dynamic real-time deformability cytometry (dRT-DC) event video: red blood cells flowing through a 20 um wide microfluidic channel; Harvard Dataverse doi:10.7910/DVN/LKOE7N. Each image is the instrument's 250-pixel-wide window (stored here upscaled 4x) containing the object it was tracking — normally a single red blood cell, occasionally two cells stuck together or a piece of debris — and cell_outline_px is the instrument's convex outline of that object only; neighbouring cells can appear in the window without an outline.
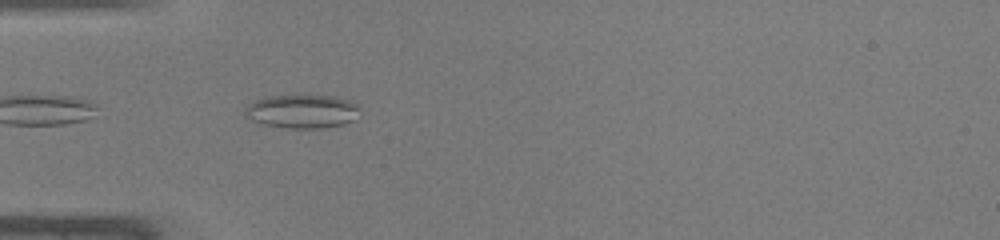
{"species": "common noctule bat (a hibernating species)", "species_latin": "Nyctalus noctula", "temperature_condition": "warm", "stored_images_in_passage": 33, "segment_of_instrument_passage": [1, 2], "camera_frame_rate_fps": 3000, "um_per_image_px": 0.085, "animal": {"sex": "male", "body_mass_g": 19.0, "forearm_length_mm": 50.8}, "frame": {"image": 1, "passage_image": 1, "time_ms": 0.0, "image_size_px": [1000, 240], "cell_outline_px": [[360, 116], [356, 120], [344, 124], [324, 128], [288, 128], [260, 124], [252, 120], [244, 112], [244, 108], [248, 104], [264, 96], [296, 92], [308, 92], [336, 96], [348, 100], [356, 104], [360, 108]], "centroid_in_image_um": [25.71, 9.4], "position_along_channel_um": 59.3, "area_um2": 23.93}}
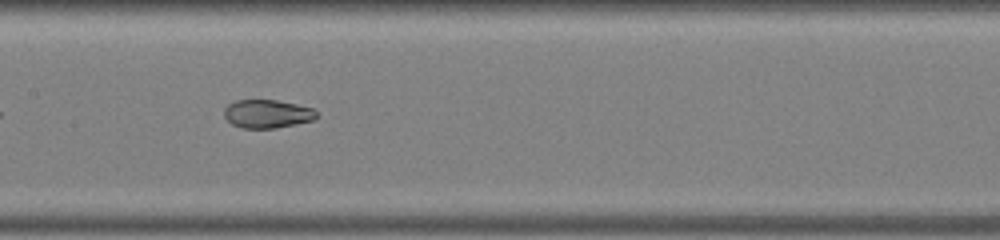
{"frame": {"image": 2, "passage_image": 10, "time_ms": 3.0, "image_size_px": [1000, 240], "cell_outline_px": [[320, 116], [312, 120], [276, 128], [240, 128], [232, 124], [224, 116], [224, 108], [228, 104], [236, 100], [276, 100], [296, 104], [312, 108]], "centroid_in_image_um": [22.7, 9.67], "position_along_channel_um": 184.7, "area_um2": 15.26}}
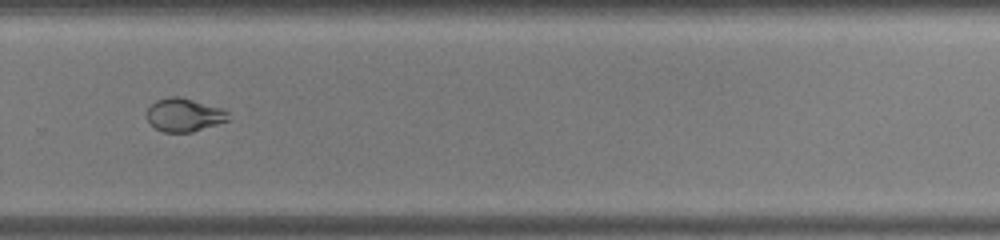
{"frame": {"image": 3, "passage_image": 19, "time_ms": 6.0, "image_size_px": [1000, 240], "cell_outline_px": [[228, 120], [192, 132], [164, 132], [156, 128], [148, 120], [148, 108], [156, 100], [172, 96], [180, 96], [220, 108], [228, 112]], "centroid_in_image_um": [15.64, 9.76], "position_along_channel_um": 314.2, "area_um2": 15.43}}